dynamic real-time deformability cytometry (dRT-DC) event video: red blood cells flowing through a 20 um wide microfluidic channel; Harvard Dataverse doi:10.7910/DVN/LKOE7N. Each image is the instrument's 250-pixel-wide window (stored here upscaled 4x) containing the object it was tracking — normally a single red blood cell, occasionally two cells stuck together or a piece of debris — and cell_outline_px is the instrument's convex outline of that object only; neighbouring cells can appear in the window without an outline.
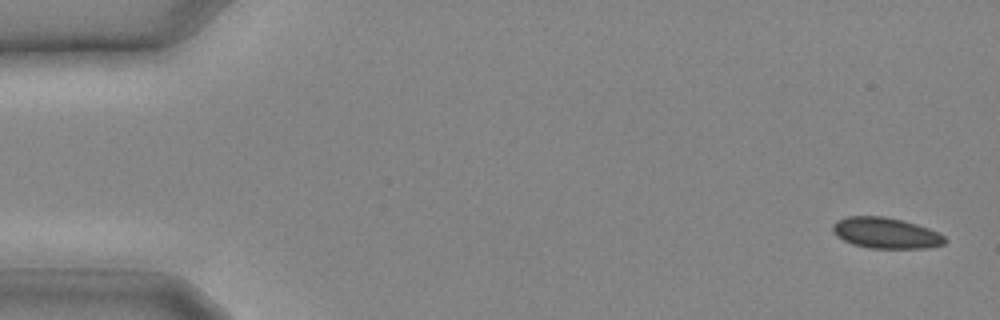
{"species": "common noctule bat (a hibernating species)", "species_latin": "Nyctalus noctula", "temperature_condition": "cold", "stored_images_in_passage": 8, "camera_frame_rate_fps": 3000, "um_per_image_px": 0.085, "animal": {"sex": "male", "body_mass_g": 20.4}, "frame": {"image": 1, "passage_image": 1, "time_ms": 0.0, "image_size_px": [1000, 320], "cell_outline_px": [[948, 240], [944, 244], [924, 248], [868, 248], [852, 244], [836, 236], [832, 232], [832, 224], [836, 220], [848, 216], [884, 216], [916, 224], [928, 228], [944, 236]], "centroid_in_image_um": [75.25, 19.8], "position_along_channel_um": 9.8, "area_um2": 20.17}}
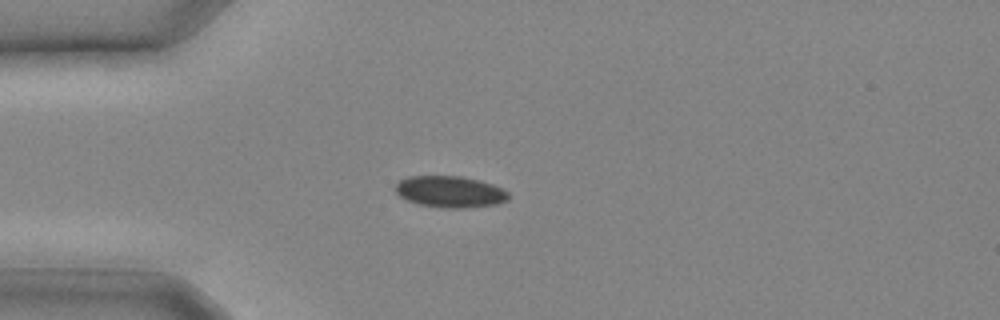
{"frame": {"image": 2, "passage_image": 7, "time_ms": 2.0, "image_size_px": [1000, 320], "cell_outline_px": [[508, 200], [496, 204], [464, 208], [444, 208], [416, 204], [400, 196], [396, 192], [396, 184], [400, 180], [408, 176], [460, 176], [480, 180], [504, 188], [508, 192]], "centroid_in_image_um": [38.26, 16.3], "position_along_channel_um": 46.7, "area_um2": 20.81}}